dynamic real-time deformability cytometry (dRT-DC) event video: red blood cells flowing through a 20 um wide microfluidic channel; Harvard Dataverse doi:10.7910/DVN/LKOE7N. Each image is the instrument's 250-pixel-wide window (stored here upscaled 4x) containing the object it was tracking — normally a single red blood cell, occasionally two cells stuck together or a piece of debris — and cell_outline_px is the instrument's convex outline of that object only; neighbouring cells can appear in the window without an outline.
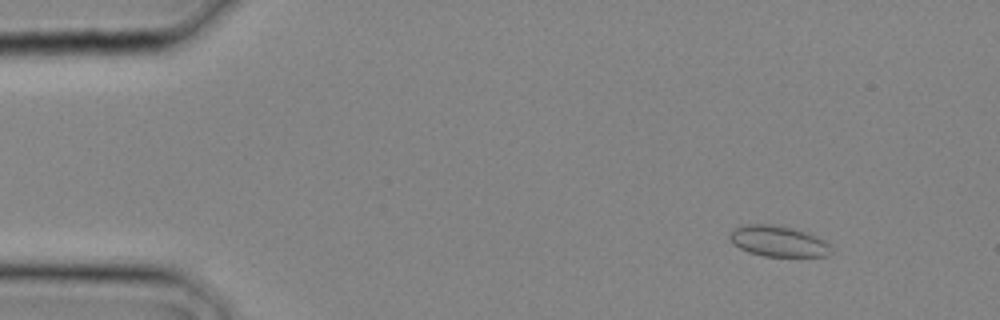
{"species": "common noctule bat (a hibernating species)", "species_latin": "Nyctalus noctula", "temperature_condition": "cold", "stored_images_in_passage": 28, "camera_frame_rate_fps": 3000, "um_per_image_px": 0.085, "animal": {"sex": "male", "body_mass_g": 20.4}, "frame": {"image": 1, "passage_image": 4, "time_ms": 1.0, "image_size_px": [1000, 320], "cell_outline_px": [[832, 252], [828, 256], [764, 256], [748, 252], [732, 244], [728, 236], [732, 228], [740, 224], [772, 224], [792, 228], [816, 236], [832, 244]], "centroid_in_image_um": [66.12, 20.49], "position_along_channel_um": 18.9, "area_um2": 18.5}}
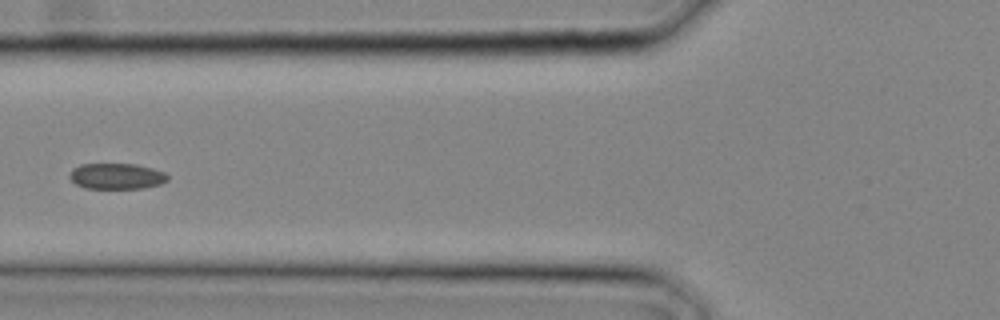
{"frame": {"image": 2, "passage_image": 12, "time_ms": 3.667, "image_size_px": [1000, 320], "cell_outline_px": [[168, 180], [160, 184], [144, 188], [84, 188], [76, 184], [68, 176], [72, 168], [80, 164], [136, 164], [152, 168], [164, 172], [168, 176]], "centroid_in_image_um": [9.89, 14.97], "position_along_channel_um": 115.9, "area_um2": 14.8}}
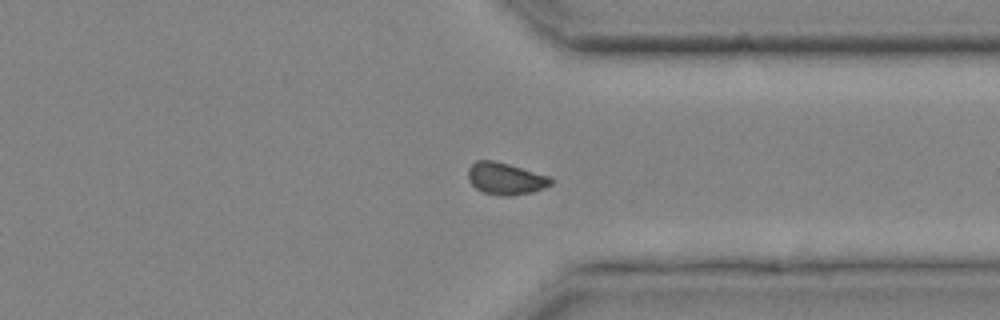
{"frame": {"image": 3, "passage_image": 23, "time_ms": 7.333, "image_size_px": [1000, 320], "cell_outline_px": [[552, 184], [544, 188], [532, 192], [512, 196], [504, 196], [484, 192], [476, 188], [472, 184], [468, 176], [468, 168], [476, 160], [492, 160], [508, 164], [552, 176]], "centroid_in_image_um": [43.0, 15.18], "position_along_channel_um": 368.4, "area_um2": 15.43}}